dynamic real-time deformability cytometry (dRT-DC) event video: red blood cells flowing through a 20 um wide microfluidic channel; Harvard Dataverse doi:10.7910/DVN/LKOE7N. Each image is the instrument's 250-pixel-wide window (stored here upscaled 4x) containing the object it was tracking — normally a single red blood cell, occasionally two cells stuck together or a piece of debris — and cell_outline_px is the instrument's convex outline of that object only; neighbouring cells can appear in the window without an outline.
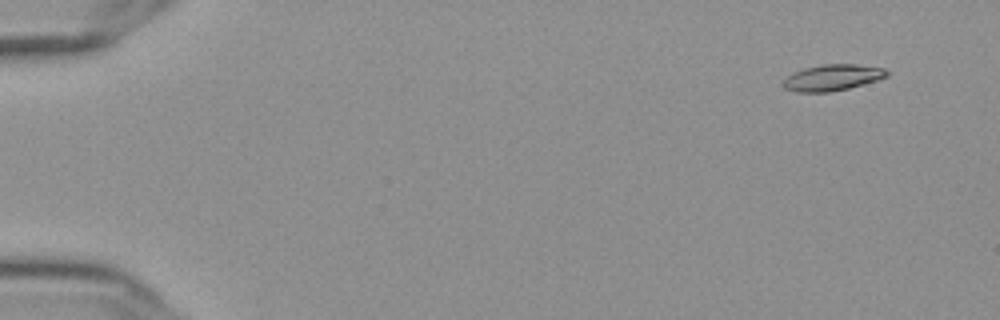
{"species": "Egyptian fruit bat (a non-hibernating species)", "species_latin": "Rousettus aegyptiacus", "temperature_condition": "cold", "stored_images_in_passage": 55, "camera_frame_rate_fps": 3000, "um_per_image_px": 0.085, "frame": {"image": 1, "passage_image": 2, "time_ms": 0.333, "image_size_px": [1000, 320], "cell_outline_px": [[888, 76], [876, 80], [848, 88], [828, 92], [796, 92], [784, 88], [780, 84], [792, 72], [804, 68], [824, 64], [856, 64], [884, 68], [888, 72]], "centroid_in_image_um": [70.71, 6.59], "position_along_channel_um": 14.3, "area_um2": 15.78}}
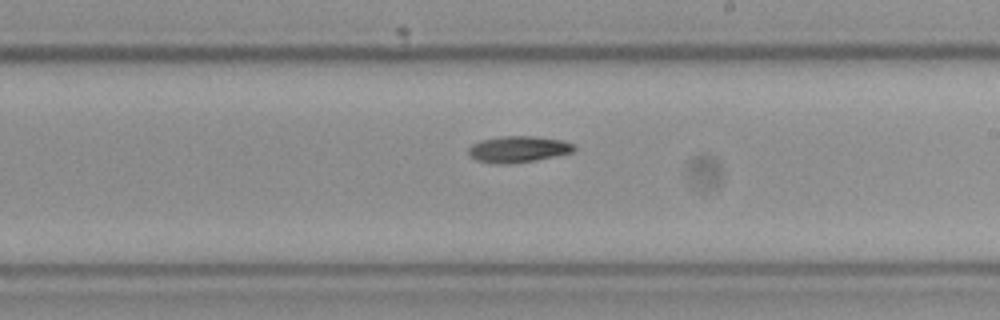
{"frame": {"image": 2, "passage_image": 32, "time_ms": 10.333, "image_size_px": [1000, 320], "cell_outline_px": [[576, 152], [536, 160], [504, 164], [496, 164], [476, 160], [468, 152], [468, 148], [472, 144], [480, 140], [500, 136], [532, 136], [560, 140], [572, 144], [576, 148]], "centroid_in_image_um": [44.05, 12.68], "position_along_channel_um": 245.0, "area_um2": 16.18}}
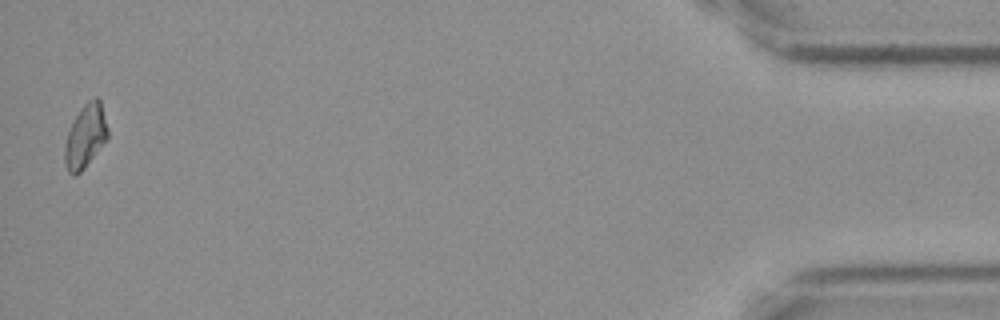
{"frame": {"image": 3, "passage_image": 54, "time_ms": 17.667, "image_size_px": [1000, 320], "cell_outline_px": [[108, 136], [84, 168], [76, 176], [72, 176], [68, 172], [64, 164], [64, 144], [68, 132], [80, 108], [88, 100], [96, 96], [100, 100], [108, 128]], "centroid_in_image_um": [7.23, 11.58], "position_along_channel_um": 428.0, "area_um2": 15.78}, "authors_computed_cell_mechanics": {"area_um2": 15.9528, "velocity_mm_per_s": 3.6262, "shape_relaxation_time_tau1_ms": 3.5994, "shape_relaxation_time_tau2_ms": null, "deformation_change_tau1": 0.1489, "deformation_change_tau2": null}}